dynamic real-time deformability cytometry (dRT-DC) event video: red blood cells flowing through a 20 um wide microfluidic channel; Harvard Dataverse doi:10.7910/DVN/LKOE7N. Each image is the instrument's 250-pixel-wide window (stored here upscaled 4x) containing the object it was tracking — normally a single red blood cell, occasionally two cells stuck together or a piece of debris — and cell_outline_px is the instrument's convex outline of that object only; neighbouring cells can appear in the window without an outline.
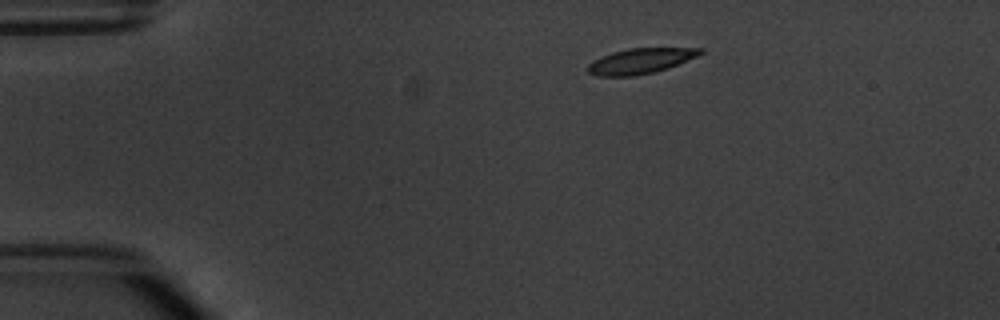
{"species": "common noctule bat (a hibernating species)", "species_latin": "Nyctalus noctula", "temperature_condition": "warm", "stored_images_in_passage": 5, "camera_frame_rate_fps": 3000, "um_per_image_px": 0.085, "animal": {"sex": "male", "body_mass_g": 20.1, "forearm_length_mm": 53.5}, "frame": {"image": 1, "passage_image": 1, "time_ms": 0.0, "image_size_px": [1000, 320], "cell_outline_px": [[704, 52], [696, 56], [668, 68], [652, 72], [632, 76], [596, 76], [588, 72], [588, 64], [592, 60], [612, 52], [628, 48], [704, 48]], "centroid_in_image_um": [54.4, 5.18], "position_along_channel_um": 30.6, "area_um2": 16.47}}
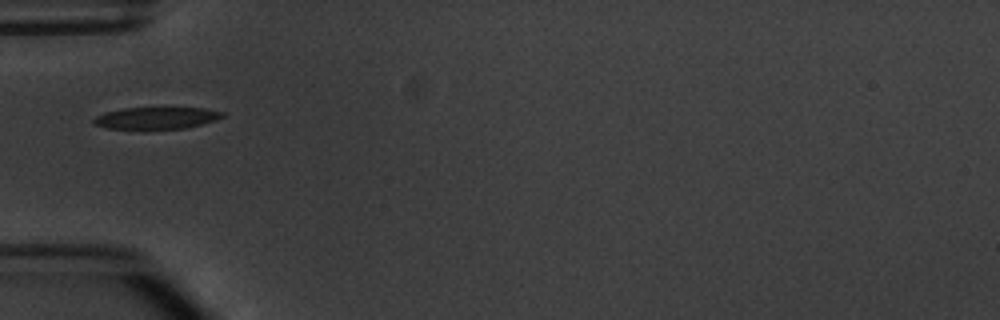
{"frame": {"image": 2, "passage_image": 3, "time_ms": 2.667, "image_size_px": [1000, 320], "cell_outline_px": [[224, 116], [216, 120], [184, 128], [108, 128], [96, 124], [92, 120], [96, 116], [104, 112], [124, 108], [204, 108], [224, 112]], "centroid_in_image_um": [13.31, 10.01], "position_along_channel_um": 71.7, "area_um2": 16.01}}